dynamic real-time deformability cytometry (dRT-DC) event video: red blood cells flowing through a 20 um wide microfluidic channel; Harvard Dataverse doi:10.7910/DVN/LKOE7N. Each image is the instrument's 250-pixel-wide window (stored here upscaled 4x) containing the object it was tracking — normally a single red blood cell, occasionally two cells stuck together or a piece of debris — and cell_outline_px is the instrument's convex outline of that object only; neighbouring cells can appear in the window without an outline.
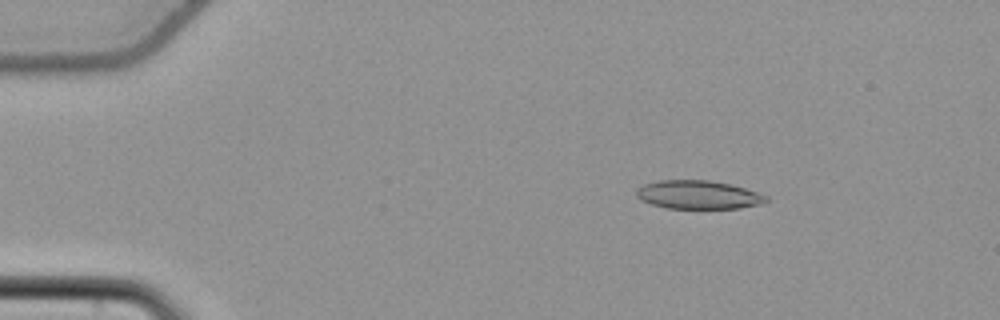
{"species": "common noctule bat (a hibernating species)", "species_latin": "Nyctalus noctula", "temperature_condition": "cold", "stored_images_in_passage": 48, "camera_frame_rate_fps": 3000, "um_per_image_px": 0.085, "animal": {"sex": "female", "body_mass_g": 22.7, "forearm_length_mm": 54.2}, "frame": {"image": 1, "passage_image": 2, "time_ms": 0.333, "image_size_px": [1000, 320], "cell_outline_px": [[768, 200], [760, 204], [740, 208], [668, 208], [652, 204], [640, 200], [636, 196], [636, 188], [644, 184], [660, 180], [708, 180], [732, 184], [768, 196]], "centroid_in_image_um": [59.33, 16.55], "position_along_channel_um": 25.7, "area_um2": 21.5}}
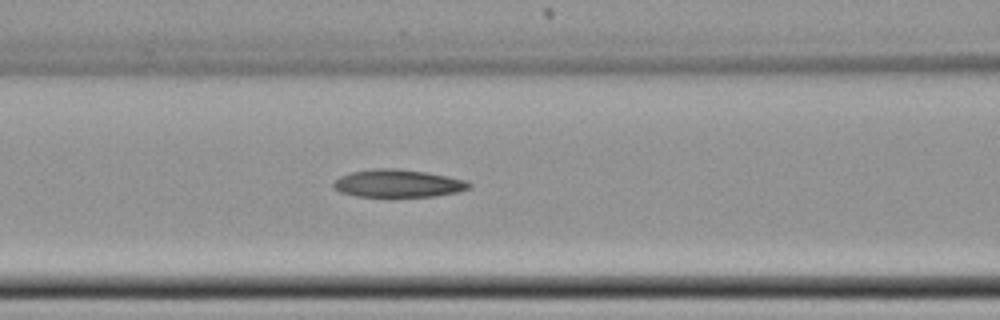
{"frame": {"image": 2, "passage_image": 17, "time_ms": 5.333, "image_size_px": [1000, 320], "cell_outline_px": [[472, 188], [456, 192], [436, 196], [388, 200], [356, 196], [340, 192], [332, 188], [332, 184], [340, 176], [352, 172], [376, 168], [396, 168], [428, 172], [468, 180], [472, 184]], "centroid_in_image_um": [33.84, 15.64], "position_along_channel_um": 132.8, "area_um2": 23.18}}
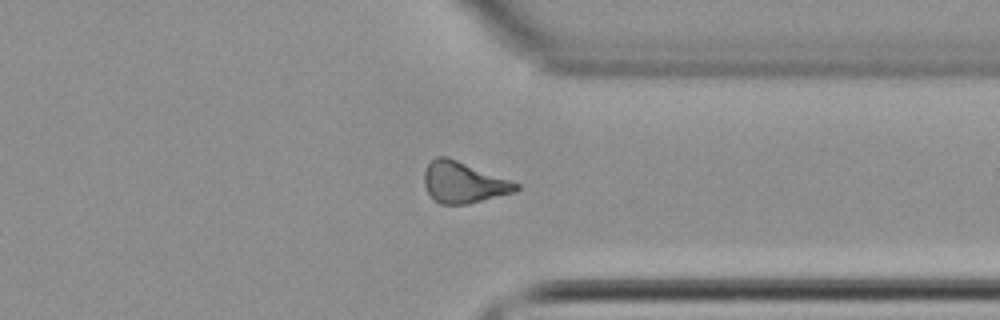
{"frame": {"image": 3, "passage_image": 36, "time_ms": 11.667, "image_size_px": [1000, 320], "cell_outline_px": [[520, 188], [516, 192], [468, 204], [440, 204], [428, 192], [424, 184], [424, 172], [428, 164], [436, 156], [448, 156], [520, 184]], "centroid_in_image_um": [39.41, 15.5], "position_along_channel_um": 372.0, "area_um2": 21.96}, "authors_computed_cell_mechanics": {"area_um2": 22.1374, "velocity_mm_per_s": 3.7891, "shape_relaxation_time_tau1_ms": 10.6665, "shape_relaxation_time_tau2_ms": null, "deformation_change_tau1": 0.1841, "deformation_change_tau2": null}}